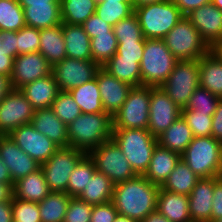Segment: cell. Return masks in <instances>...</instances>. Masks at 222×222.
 Segmentation results:
<instances>
[{"instance_id":"cell-1","label":"cell","mask_w":222,"mask_h":222,"mask_svg":"<svg viewBox=\"0 0 222 222\" xmlns=\"http://www.w3.org/2000/svg\"><path fill=\"white\" fill-rule=\"evenodd\" d=\"M160 186L151 183L143 175L114 185L111 202L118 214L141 222L156 211Z\"/></svg>"},{"instance_id":"cell-2","label":"cell","mask_w":222,"mask_h":222,"mask_svg":"<svg viewBox=\"0 0 222 222\" xmlns=\"http://www.w3.org/2000/svg\"><path fill=\"white\" fill-rule=\"evenodd\" d=\"M68 146L86 154L112 138L113 120L106 112L81 113L68 126Z\"/></svg>"},{"instance_id":"cell-3","label":"cell","mask_w":222,"mask_h":222,"mask_svg":"<svg viewBox=\"0 0 222 222\" xmlns=\"http://www.w3.org/2000/svg\"><path fill=\"white\" fill-rule=\"evenodd\" d=\"M121 149L136 175H144L148 169L157 137L146 129H113L111 138Z\"/></svg>"},{"instance_id":"cell-4","label":"cell","mask_w":222,"mask_h":222,"mask_svg":"<svg viewBox=\"0 0 222 222\" xmlns=\"http://www.w3.org/2000/svg\"><path fill=\"white\" fill-rule=\"evenodd\" d=\"M181 160L200 179L222 176V142L213 136L193 137Z\"/></svg>"},{"instance_id":"cell-5","label":"cell","mask_w":222,"mask_h":222,"mask_svg":"<svg viewBox=\"0 0 222 222\" xmlns=\"http://www.w3.org/2000/svg\"><path fill=\"white\" fill-rule=\"evenodd\" d=\"M177 61L163 39H145L140 63L141 85L160 87Z\"/></svg>"},{"instance_id":"cell-6","label":"cell","mask_w":222,"mask_h":222,"mask_svg":"<svg viewBox=\"0 0 222 222\" xmlns=\"http://www.w3.org/2000/svg\"><path fill=\"white\" fill-rule=\"evenodd\" d=\"M145 39H163L183 17L172 0L147 4L134 9Z\"/></svg>"},{"instance_id":"cell-7","label":"cell","mask_w":222,"mask_h":222,"mask_svg":"<svg viewBox=\"0 0 222 222\" xmlns=\"http://www.w3.org/2000/svg\"><path fill=\"white\" fill-rule=\"evenodd\" d=\"M163 40L177 60L200 59L211 50L186 16L180 19Z\"/></svg>"},{"instance_id":"cell-8","label":"cell","mask_w":222,"mask_h":222,"mask_svg":"<svg viewBox=\"0 0 222 222\" xmlns=\"http://www.w3.org/2000/svg\"><path fill=\"white\" fill-rule=\"evenodd\" d=\"M199 59L178 60L166 81L160 86L169 98L182 110L189 98L200 86Z\"/></svg>"},{"instance_id":"cell-9","label":"cell","mask_w":222,"mask_h":222,"mask_svg":"<svg viewBox=\"0 0 222 222\" xmlns=\"http://www.w3.org/2000/svg\"><path fill=\"white\" fill-rule=\"evenodd\" d=\"M150 86H133L113 115V129H146L149 124Z\"/></svg>"},{"instance_id":"cell-10","label":"cell","mask_w":222,"mask_h":222,"mask_svg":"<svg viewBox=\"0 0 222 222\" xmlns=\"http://www.w3.org/2000/svg\"><path fill=\"white\" fill-rule=\"evenodd\" d=\"M85 154L84 151L70 146L59 147L46 162L40 165L51 192L67 194L70 174Z\"/></svg>"},{"instance_id":"cell-11","label":"cell","mask_w":222,"mask_h":222,"mask_svg":"<svg viewBox=\"0 0 222 222\" xmlns=\"http://www.w3.org/2000/svg\"><path fill=\"white\" fill-rule=\"evenodd\" d=\"M87 154L93 160L95 169L107 176L114 184L136 176L123 152L112 139Z\"/></svg>"},{"instance_id":"cell-12","label":"cell","mask_w":222,"mask_h":222,"mask_svg":"<svg viewBox=\"0 0 222 222\" xmlns=\"http://www.w3.org/2000/svg\"><path fill=\"white\" fill-rule=\"evenodd\" d=\"M101 67L92 60L64 58L52 68V73L60 91H69L96 77Z\"/></svg>"},{"instance_id":"cell-13","label":"cell","mask_w":222,"mask_h":222,"mask_svg":"<svg viewBox=\"0 0 222 222\" xmlns=\"http://www.w3.org/2000/svg\"><path fill=\"white\" fill-rule=\"evenodd\" d=\"M34 111L20 89H12L0 103V131L9 135L14 129L31 124Z\"/></svg>"},{"instance_id":"cell-14","label":"cell","mask_w":222,"mask_h":222,"mask_svg":"<svg viewBox=\"0 0 222 222\" xmlns=\"http://www.w3.org/2000/svg\"><path fill=\"white\" fill-rule=\"evenodd\" d=\"M181 109L169 98L161 87L150 86V108L148 131L159 137L179 117Z\"/></svg>"},{"instance_id":"cell-15","label":"cell","mask_w":222,"mask_h":222,"mask_svg":"<svg viewBox=\"0 0 222 222\" xmlns=\"http://www.w3.org/2000/svg\"><path fill=\"white\" fill-rule=\"evenodd\" d=\"M9 136L23 152L40 165L46 162L59 148L31 124L22 125L14 129Z\"/></svg>"},{"instance_id":"cell-16","label":"cell","mask_w":222,"mask_h":222,"mask_svg":"<svg viewBox=\"0 0 222 222\" xmlns=\"http://www.w3.org/2000/svg\"><path fill=\"white\" fill-rule=\"evenodd\" d=\"M52 68L40 52L18 55L14 59L10 75L11 85L13 89H20L28 83L52 74Z\"/></svg>"},{"instance_id":"cell-17","label":"cell","mask_w":222,"mask_h":222,"mask_svg":"<svg viewBox=\"0 0 222 222\" xmlns=\"http://www.w3.org/2000/svg\"><path fill=\"white\" fill-rule=\"evenodd\" d=\"M26 26L44 29L62 23L60 0H18Z\"/></svg>"},{"instance_id":"cell-18","label":"cell","mask_w":222,"mask_h":222,"mask_svg":"<svg viewBox=\"0 0 222 222\" xmlns=\"http://www.w3.org/2000/svg\"><path fill=\"white\" fill-rule=\"evenodd\" d=\"M186 17L210 48L222 42V11L215 5L212 3L203 5Z\"/></svg>"},{"instance_id":"cell-19","label":"cell","mask_w":222,"mask_h":222,"mask_svg":"<svg viewBox=\"0 0 222 222\" xmlns=\"http://www.w3.org/2000/svg\"><path fill=\"white\" fill-rule=\"evenodd\" d=\"M0 158L9 169L13 183L40 168V164L23 152L9 135L0 139Z\"/></svg>"},{"instance_id":"cell-20","label":"cell","mask_w":222,"mask_h":222,"mask_svg":"<svg viewBox=\"0 0 222 222\" xmlns=\"http://www.w3.org/2000/svg\"><path fill=\"white\" fill-rule=\"evenodd\" d=\"M96 79L103 109L113 117L127 99L132 86L110 75L102 67L97 71Z\"/></svg>"},{"instance_id":"cell-21","label":"cell","mask_w":222,"mask_h":222,"mask_svg":"<svg viewBox=\"0 0 222 222\" xmlns=\"http://www.w3.org/2000/svg\"><path fill=\"white\" fill-rule=\"evenodd\" d=\"M214 177L200 179L188 195L192 222H211Z\"/></svg>"},{"instance_id":"cell-22","label":"cell","mask_w":222,"mask_h":222,"mask_svg":"<svg viewBox=\"0 0 222 222\" xmlns=\"http://www.w3.org/2000/svg\"><path fill=\"white\" fill-rule=\"evenodd\" d=\"M31 125L58 147H68V127L51 107L35 110Z\"/></svg>"},{"instance_id":"cell-23","label":"cell","mask_w":222,"mask_h":222,"mask_svg":"<svg viewBox=\"0 0 222 222\" xmlns=\"http://www.w3.org/2000/svg\"><path fill=\"white\" fill-rule=\"evenodd\" d=\"M26 99L31 103L35 110L50 108L60 91L52 74L37 79L20 88Z\"/></svg>"},{"instance_id":"cell-24","label":"cell","mask_w":222,"mask_h":222,"mask_svg":"<svg viewBox=\"0 0 222 222\" xmlns=\"http://www.w3.org/2000/svg\"><path fill=\"white\" fill-rule=\"evenodd\" d=\"M179 153L161 147H155L149 166L143 175L151 183L161 186L180 161Z\"/></svg>"},{"instance_id":"cell-25","label":"cell","mask_w":222,"mask_h":222,"mask_svg":"<svg viewBox=\"0 0 222 222\" xmlns=\"http://www.w3.org/2000/svg\"><path fill=\"white\" fill-rule=\"evenodd\" d=\"M156 210L170 222H192L187 195L165 191L160 188Z\"/></svg>"},{"instance_id":"cell-26","label":"cell","mask_w":222,"mask_h":222,"mask_svg":"<svg viewBox=\"0 0 222 222\" xmlns=\"http://www.w3.org/2000/svg\"><path fill=\"white\" fill-rule=\"evenodd\" d=\"M14 198L39 203L51 191L41 168L14 183Z\"/></svg>"},{"instance_id":"cell-27","label":"cell","mask_w":222,"mask_h":222,"mask_svg":"<svg viewBox=\"0 0 222 222\" xmlns=\"http://www.w3.org/2000/svg\"><path fill=\"white\" fill-rule=\"evenodd\" d=\"M66 56L78 60H92L91 39L82 25L63 23Z\"/></svg>"},{"instance_id":"cell-28","label":"cell","mask_w":222,"mask_h":222,"mask_svg":"<svg viewBox=\"0 0 222 222\" xmlns=\"http://www.w3.org/2000/svg\"><path fill=\"white\" fill-rule=\"evenodd\" d=\"M200 87L222 99V60L210 50L199 59Z\"/></svg>"},{"instance_id":"cell-29","label":"cell","mask_w":222,"mask_h":222,"mask_svg":"<svg viewBox=\"0 0 222 222\" xmlns=\"http://www.w3.org/2000/svg\"><path fill=\"white\" fill-rule=\"evenodd\" d=\"M38 52H40L52 66L67 57L63 37V23L40 29Z\"/></svg>"},{"instance_id":"cell-30","label":"cell","mask_w":222,"mask_h":222,"mask_svg":"<svg viewBox=\"0 0 222 222\" xmlns=\"http://www.w3.org/2000/svg\"><path fill=\"white\" fill-rule=\"evenodd\" d=\"M157 139L161 147L181 155L191 143L193 134L186 121L180 116Z\"/></svg>"},{"instance_id":"cell-31","label":"cell","mask_w":222,"mask_h":222,"mask_svg":"<svg viewBox=\"0 0 222 222\" xmlns=\"http://www.w3.org/2000/svg\"><path fill=\"white\" fill-rule=\"evenodd\" d=\"M114 185L107 176L96 170L78 198L91 205L111 202Z\"/></svg>"},{"instance_id":"cell-32","label":"cell","mask_w":222,"mask_h":222,"mask_svg":"<svg viewBox=\"0 0 222 222\" xmlns=\"http://www.w3.org/2000/svg\"><path fill=\"white\" fill-rule=\"evenodd\" d=\"M199 180L200 178L180 159L160 188L188 196Z\"/></svg>"},{"instance_id":"cell-33","label":"cell","mask_w":222,"mask_h":222,"mask_svg":"<svg viewBox=\"0 0 222 222\" xmlns=\"http://www.w3.org/2000/svg\"><path fill=\"white\" fill-rule=\"evenodd\" d=\"M69 92L78 104L81 113L105 112L96 77L89 82L69 90Z\"/></svg>"},{"instance_id":"cell-34","label":"cell","mask_w":222,"mask_h":222,"mask_svg":"<svg viewBox=\"0 0 222 222\" xmlns=\"http://www.w3.org/2000/svg\"><path fill=\"white\" fill-rule=\"evenodd\" d=\"M102 68L132 87L141 85L140 63L137 62V59H120L114 55Z\"/></svg>"},{"instance_id":"cell-35","label":"cell","mask_w":222,"mask_h":222,"mask_svg":"<svg viewBox=\"0 0 222 222\" xmlns=\"http://www.w3.org/2000/svg\"><path fill=\"white\" fill-rule=\"evenodd\" d=\"M70 199L65 192H50L38 203L41 222H63Z\"/></svg>"},{"instance_id":"cell-36","label":"cell","mask_w":222,"mask_h":222,"mask_svg":"<svg viewBox=\"0 0 222 222\" xmlns=\"http://www.w3.org/2000/svg\"><path fill=\"white\" fill-rule=\"evenodd\" d=\"M62 23L82 25L95 13L96 0H60Z\"/></svg>"},{"instance_id":"cell-37","label":"cell","mask_w":222,"mask_h":222,"mask_svg":"<svg viewBox=\"0 0 222 222\" xmlns=\"http://www.w3.org/2000/svg\"><path fill=\"white\" fill-rule=\"evenodd\" d=\"M95 164L88 154H85L76 164L74 171L70 174L67 194L71 197H78L86 187L89 179L92 178Z\"/></svg>"},{"instance_id":"cell-38","label":"cell","mask_w":222,"mask_h":222,"mask_svg":"<svg viewBox=\"0 0 222 222\" xmlns=\"http://www.w3.org/2000/svg\"><path fill=\"white\" fill-rule=\"evenodd\" d=\"M24 26L23 8L18 0H0V30L17 32Z\"/></svg>"},{"instance_id":"cell-39","label":"cell","mask_w":222,"mask_h":222,"mask_svg":"<svg viewBox=\"0 0 222 222\" xmlns=\"http://www.w3.org/2000/svg\"><path fill=\"white\" fill-rule=\"evenodd\" d=\"M92 61L102 67L117 51L118 41L114 30L91 38Z\"/></svg>"},{"instance_id":"cell-40","label":"cell","mask_w":222,"mask_h":222,"mask_svg":"<svg viewBox=\"0 0 222 222\" xmlns=\"http://www.w3.org/2000/svg\"><path fill=\"white\" fill-rule=\"evenodd\" d=\"M95 13L105 22L114 26L122 19L134 13L132 2L101 1L97 3Z\"/></svg>"},{"instance_id":"cell-41","label":"cell","mask_w":222,"mask_h":222,"mask_svg":"<svg viewBox=\"0 0 222 222\" xmlns=\"http://www.w3.org/2000/svg\"><path fill=\"white\" fill-rule=\"evenodd\" d=\"M51 108L67 126L81 115V110L69 91H59Z\"/></svg>"},{"instance_id":"cell-42","label":"cell","mask_w":222,"mask_h":222,"mask_svg":"<svg viewBox=\"0 0 222 222\" xmlns=\"http://www.w3.org/2000/svg\"><path fill=\"white\" fill-rule=\"evenodd\" d=\"M113 30L118 43L145 42L138 18L134 13L116 23Z\"/></svg>"},{"instance_id":"cell-43","label":"cell","mask_w":222,"mask_h":222,"mask_svg":"<svg viewBox=\"0 0 222 222\" xmlns=\"http://www.w3.org/2000/svg\"><path fill=\"white\" fill-rule=\"evenodd\" d=\"M181 116L191 129L193 137L212 136V115L196 110H181Z\"/></svg>"},{"instance_id":"cell-44","label":"cell","mask_w":222,"mask_h":222,"mask_svg":"<svg viewBox=\"0 0 222 222\" xmlns=\"http://www.w3.org/2000/svg\"><path fill=\"white\" fill-rule=\"evenodd\" d=\"M220 99L221 98L215 96L207 89L199 86L189 98L184 109L196 110L207 113L208 115H213Z\"/></svg>"},{"instance_id":"cell-45","label":"cell","mask_w":222,"mask_h":222,"mask_svg":"<svg viewBox=\"0 0 222 222\" xmlns=\"http://www.w3.org/2000/svg\"><path fill=\"white\" fill-rule=\"evenodd\" d=\"M40 29L24 26L17 31V56L39 51Z\"/></svg>"},{"instance_id":"cell-46","label":"cell","mask_w":222,"mask_h":222,"mask_svg":"<svg viewBox=\"0 0 222 222\" xmlns=\"http://www.w3.org/2000/svg\"><path fill=\"white\" fill-rule=\"evenodd\" d=\"M13 220L16 222H41L37 202L12 199Z\"/></svg>"},{"instance_id":"cell-47","label":"cell","mask_w":222,"mask_h":222,"mask_svg":"<svg viewBox=\"0 0 222 222\" xmlns=\"http://www.w3.org/2000/svg\"><path fill=\"white\" fill-rule=\"evenodd\" d=\"M93 205L71 197L63 222H90Z\"/></svg>"},{"instance_id":"cell-48","label":"cell","mask_w":222,"mask_h":222,"mask_svg":"<svg viewBox=\"0 0 222 222\" xmlns=\"http://www.w3.org/2000/svg\"><path fill=\"white\" fill-rule=\"evenodd\" d=\"M144 47L145 42H121L115 55L120 59H137L141 63Z\"/></svg>"},{"instance_id":"cell-49","label":"cell","mask_w":222,"mask_h":222,"mask_svg":"<svg viewBox=\"0 0 222 222\" xmlns=\"http://www.w3.org/2000/svg\"><path fill=\"white\" fill-rule=\"evenodd\" d=\"M82 26L90 39L113 30V26L102 20L96 13L90 16Z\"/></svg>"},{"instance_id":"cell-50","label":"cell","mask_w":222,"mask_h":222,"mask_svg":"<svg viewBox=\"0 0 222 222\" xmlns=\"http://www.w3.org/2000/svg\"><path fill=\"white\" fill-rule=\"evenodd\" d=\"M118 211L112 202L93 205L90 222H114Z\"/></svg>"},{"instance_id":"cell-51","label":"cell","mask_w":222,"mask_h":222,"mask_svg":"<svg viewBox=\"0 0 222 222\" xmlns=\"http://www.w3.org/2000/svg\"><path fill=\"white\" fill-rule=\"evenodd\" d=\"M0 54L17 57V32L0 30Z\"/></svg>"},{"instance_id":"cell-52","label":"cell","mask_w":222,"mask_h":222,"mask_svg":"<svg viewBox=\"0 0 222 222\" xmlns=\"http://www.w3.org/2000/svg\"><path fill=\"white\" fill-rule=\"evenodd\" d=\"M222 218V176L214 177L211 222Z\"/></svg>"},{"instance_id":"cell-53","label":"cell","mask_w":222,"mask_h":222,"mask_svg":"<svg viewBox=\"0 0 222 222\" xmlns=\"http://www.w3.org/2000/svg\"><path fill=\"white\" fill-rule=\"evenodd\" d=\"M183 16H187L196 8L210 4L212 0H172Z\"/></svg>"},{"instance_id":"cell-54","label":"cell","mask_w":222,"mask_h":222,"mask_svg":"<svg viewBox=\"0 0 222 222\" xmlns=\"http://www.w3.org/2000/svg\"><path fill=\"white\" fill-rule=\"evenodd\" d=\"M212 136L222 142V99L219 100L212 115Z\"/></svg>"},{"instance_id":"cell-55","label":"cell","mask_w":222,"mask_h":222,"mask_svg":"<svg viewBox=\"0 0 222 222\" xmlns=\"http://www.w3.org/2000/svg\"><path fill=\"white\" fill-rule=\"evenodd\" d=\"M14 58L9 55L0 54V74L10 76L13 70Z\"/></svg>"},{"instance_id":"cell-56","label":"cell","mask_w":222,"mask_h":222,"mask_svg":"<svg viewBox=\"0 0 222 222\" xmlns=\"http://www.w3.org/2000/svg\"><path fill=\"white\" fill-rule=\"evenodd\" d=\"M0 222H13L12 201L0 202Z\"/></svg>"},{"instance_id":"cell-57","label":"cell","mask_w":222,"mask_h":222,"mask_svg":"<svg viewBox=\"0 0 222 222\" xmlns=\"http://www.w3.org/2000/svg\"><path fill=\"white\" fill-rule=\"evenodd\" d=\"M13 89L10 76L0 74V103Z\"/></svg>"},{"instance_id":"cell-58","label":"cell","mask_w":222,"mask_h":222,"mask_svg":"<svg viewBox=\"0 0 222 222\" xmlns=\"http://www.w3.org/2000/svg\"><path fill=\"white\" fill-rule=\"evenodd\" d=\"M14 184L0 183V202L12 201Z\"/></svg>"},{"instance_id":"cell-59","label":"cell","mask_w":222,"mask_h":222,"mask_svg":"<svg viewBox=\"0 0 222 222\" xmlns=\"http://www.w3.org/2000/svg\"><path fill=\"white\" fill-rule=\"evenodd\" d=\"M0 183L4 184H14L12 178L10 177L9 169L6 167L5 163L0 158Z\"/></svg>"},{"instance_id":"cell-60","label":"cell","mask_w":222,"mask_h":222,"mask_svg":"<svg viewBox=\"0 0 222 222\" xmlns=\"http://www.w3.org/2000/svg\"><path fill=\"white\" fill-rule=\"evenodd\" d=\"M141 222H170V221L156 210L150 213Z\"/></svg>"},{"instance_id":"cell-61","label":"cell","mask_w":222,"mask_h":222,"mask_svg":"<svg viewBox=\"0 0 222 222\" xmlns=\"http://www.w3.org/2000/svg\"><path fill=\"white\" fill-rule=\"evenodd\" d=\"M162 1L164 0H131L133 10L147 4H153V3H158Z\"/></svg>"},{"instance_id":"cell-62","label":"cell","mask_w":222,"mask_h":222,"mask_svg":"<svg viewBox=\"0 0 222 222\" xmlns=\"http://www.w3.org/2000/svg\"><path fill=\"white\" fill-rule=\"evenodd\" d=\"M211 50L222 60V42L216 43Z\"/></svg>"},{"instance_id":"cell-63","label":"cell","mask_w":222,"mask_h":222,"mask_svg":"<svg viewBox=\"0 0 222 222\" xmlns=\"http://www.w3.org/2000/svg\"><path fill=\"white\" fill-rule=\"evenodd\" d=\"M114 222H137V221L130 219L127 216H123V215L118 214L116 216Z\"/></svg>"},{"instance_id":"cell-64","label":"cell","mask_w":222,"mask_h":222,"mask_svg":"<svg viewBox=\"0 0 222 222\" xmlns=\"http://www.w3.org/2000/svg\"><path fill=\"white\" fill-rule=\"evenodd\" d=\"M211 3L222 11V0H212Z\"/></svg>"},{"instance_id":"cell-65","label":"cell","mask_w":222,"mask_h":222,"mask_svg":"<svg viewBox=\"0 0 222 222\" xmlns=\"http://www.w3.org/2000/svg\"><path fill=\"white\" fill-rule=\"evenodd\" d=\"M97 3L101 2V1H113V2H131V0H96Z\"/></svg>"},{"instance_id":"cell-66","label":"cell","mask_w":222,"mask_h":222,"mask_svg":"<svg viewBox=\"0 0 222 222\" xmlns=\"http://www.w3.org/2000/svg\"><path fill=\"white\" fill-rule=\"evenodd\" d=\"M214 222H222V218H221V219H219V220H217V221H214Z\"/></svg>"},{"instance_id":"cell-67","label":"cell","mask_w":222,"mask_h":222,"mask_svg":"<svg viewBox=\"0 0 222 222\" xmlns=\"http://www.w3.org/2000/svg\"><path fill=\"white\" fill-rule=\"evenodd\" d=\"M2 136H3V133L0 131V139H1Z\"/></svg>"}]
</instances>
